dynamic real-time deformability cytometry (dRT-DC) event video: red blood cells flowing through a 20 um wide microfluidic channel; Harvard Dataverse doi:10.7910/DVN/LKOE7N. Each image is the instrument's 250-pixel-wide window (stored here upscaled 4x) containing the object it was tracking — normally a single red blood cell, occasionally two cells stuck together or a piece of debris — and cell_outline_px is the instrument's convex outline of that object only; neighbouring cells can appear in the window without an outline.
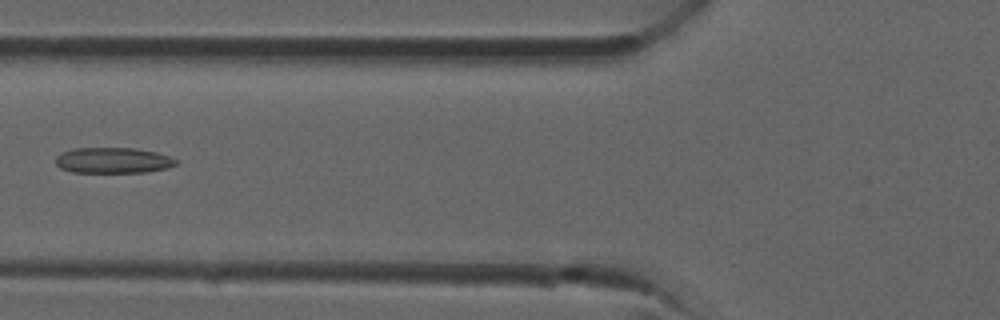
{"species": "common noctule bat (a hibernating species)", "species_latin": "Nyctalus noctula", "temperature_condition": "room temperature", "stored_images_in_passage": 32, "camera_frame_rate_fps": 3000, "um_per_image_px": 0.085, "animal": {"sex": "male", "forearm_length_mm": 52.5}, "frame": {"image": 1, "passage_image": 11, "time_ms": 3.333, "image_size_px": [1000, 320], "cell_outline_px": [[176, 164], [168, 168], [144, 172], [72, 172], [60, 168], [56, 164], [56, 156], [60, 152], [72, 148], [136, 148], [156, 152], [168, 156], [176, 160]], "centroid_in_image_um": [9.56, 13.62], "position_along_channel_um": 116.2, "area_um2": 18.03}}
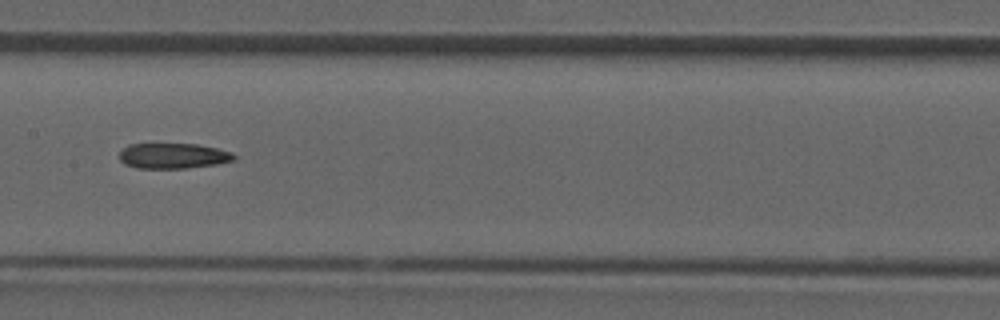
{"frame": {"image": 2, "passage_image": 15, "time_ms": 4.667, "image_size_px": [1000, 320], "cell_outline_px": [[236, 160], [216, 164], [184, 168], [136, 168], [124, 164], [120, 160], [120, 152], [128, 144], [196, 144], [216, 148], [232, 152], [236, 156]], "centroid_in_image_um": [14.72, 13.25], "position_along_channel_um": 192.7, "area_um2": 16.94}}
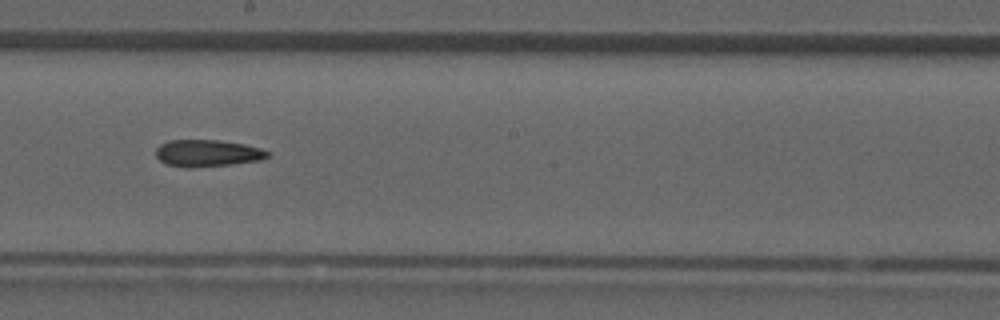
{"frame": {"image": 3, "passage_image": 17, "time_ms": 5.333, "image_size_px": [1000, 320], "cell_outline_px": [[272, 156], [264, 160], [232, 164], [192, 168], [188, 168], [168, 164], [160, 160], [156, 156], [156, 148], [160, 144], [168, 140], [220, 140], [244, 144], [260, 148], [272, 152]], "centroid_in_image_um": [17.7, 13.02], "position_along_channel_um": 230.5, "area_um2": 17.8}}